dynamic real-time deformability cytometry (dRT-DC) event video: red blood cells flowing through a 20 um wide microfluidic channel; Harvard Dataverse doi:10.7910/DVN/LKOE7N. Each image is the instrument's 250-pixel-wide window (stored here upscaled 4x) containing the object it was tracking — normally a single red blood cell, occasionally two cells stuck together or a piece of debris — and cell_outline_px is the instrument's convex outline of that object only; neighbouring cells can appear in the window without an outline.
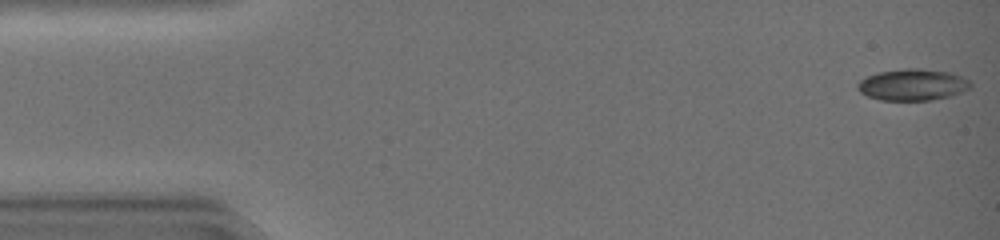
{"species": "common noctule bat (a hibernating species)", "species_latin": "Nyctalus noctula", "temperature_condition": "warm", "stored_images_in_passage": 45, "camera_frame_rate_fps": 3000, "um_per_image_px": 0.085, "animal": {"sex": "female", "body_mass_g": 19.0, "forearm_length_mm": 51.5}, "frame": {"image": 1, "passage_image": 1, "time_ms": 0.0, "image_size_px": [1000, 240], "cell_outline_px": [[972, 88], [952, 96], [928, 100], [880, 100], [868, 96], [860, 92], [856, 88], [856, 84], [860, 80], [876, 72], [900, 68], [920, 68], [952, 72], [968, 80], [972, 84]], "centroid_in_image_um": [77.57, 7.19], "position_along_channel_um": 7.4, "area_um2": 21.04}}
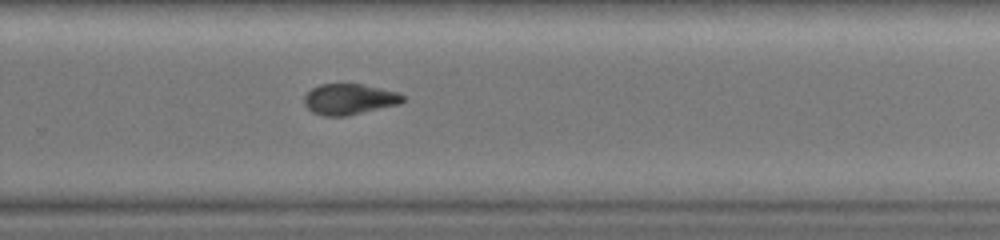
{"frame": {"image": 2, "passage_image": 30, "time_ms": 9.667, "image_size_px": [1000, 240], "cell_outline_px": [[404, 100], [400, 104], [344, 116], [324, 116], [312, 112], [304, 104], [304, 96], [312, 88], [320, 84], [360, 84], [380, 88], [396, 92], [404, 96]], "centroid_in_image_um": [29.66, 8.43], "position_along_channel_um": 300.1, "area_um2": 17.51}}
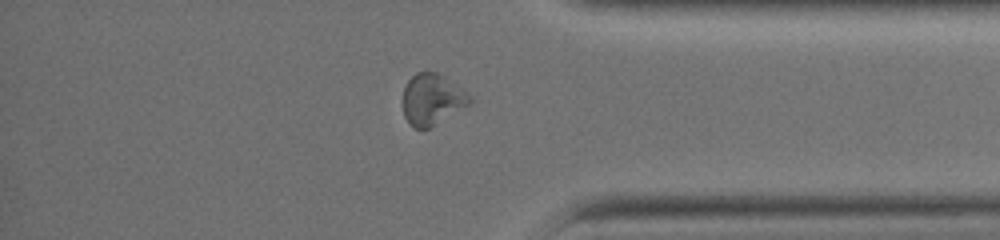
{"frame": {"image": 3, "passage_image": 37, "time_ms": 12.0, "image_size_px": [1000, 240], "cell_outline_px": [[472, 104], [428, 128], [416, 128], [404, 116], [404, 88], [408, 80], [416, 72], [436, 72], [464, 92], [472, 100]], "centroid_in_image_um": [36.71, 8.45], "position_along_channel_um": 398.5, "area_um2": 19.19}}